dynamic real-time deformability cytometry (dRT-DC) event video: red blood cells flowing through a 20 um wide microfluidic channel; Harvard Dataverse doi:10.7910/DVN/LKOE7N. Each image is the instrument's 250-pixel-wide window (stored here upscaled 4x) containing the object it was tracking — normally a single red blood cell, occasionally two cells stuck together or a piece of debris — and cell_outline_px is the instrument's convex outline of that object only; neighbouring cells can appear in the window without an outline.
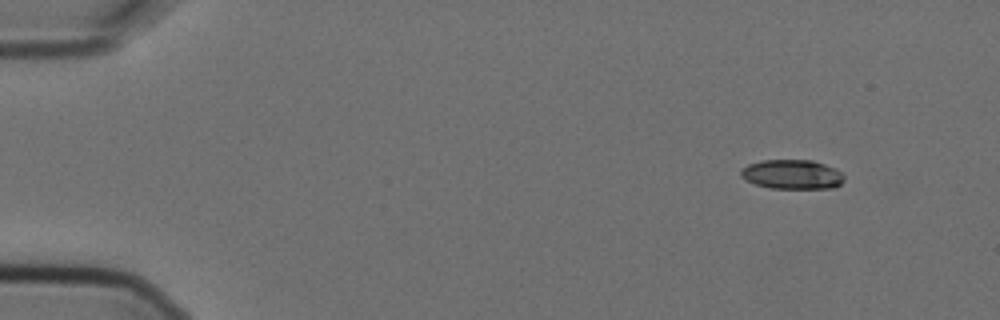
{"species": "Egyptian fruit bat (a non-hibernating species)", "species_latin": "Rousettus aegyptiacus", "temperature_condition": "cold", "stored_images_in_passage": 4, "camera_frame_rate_fps": 3000, "um_per_image_px": 0.085, "animal": {"sex": "female"}, "frame": {"image": 1, "passage_image": 1, "time_ms": 0.0, "image_size_px": [1000, 320], "cell_outline_px": [[844, 180], [836, 188], [772, 188], [756, 184], [740, 176], [740, 168], [748, 164], [764, 160], [812, 160], [836, 168], [844, 176]], "centroid_in_image_um": [67.34, 14.82], "position_along_channel_um": 17.7, "area_um2": 17.69}}
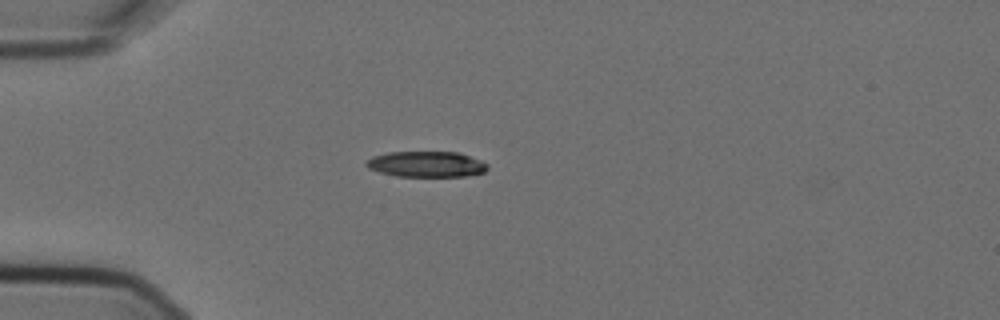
{"frame": {"image": 2, "passage_image": 4, "time_ms": 1.0, "image_size_px": [1000, 320], "cell_outline_px": [[488, 168], [484, 172], [468, 176], [396, 176], [380, 172], [368, 168], [364, 164], [372, 156], [388, 152], [460, 152], [480, 160], [488, 164]], "centroid_in_image_um": [36.25, 13.95], "position_along_channel_um": 48.7, "area_um2": 18.21}}